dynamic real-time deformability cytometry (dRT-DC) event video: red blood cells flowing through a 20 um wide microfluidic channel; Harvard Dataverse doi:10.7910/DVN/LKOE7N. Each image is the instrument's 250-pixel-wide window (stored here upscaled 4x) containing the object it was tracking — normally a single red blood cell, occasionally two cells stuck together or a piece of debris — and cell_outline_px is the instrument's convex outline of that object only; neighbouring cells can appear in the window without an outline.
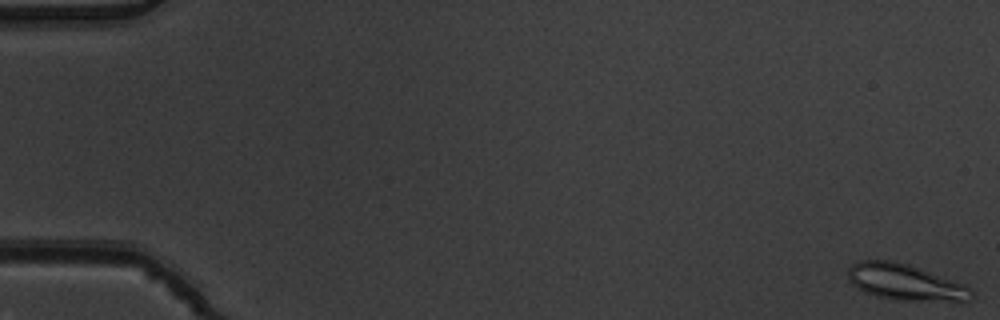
{"species": "common noctule bat (a hibernating species)", "species_latin": "Nyctalus noctula", "temperature_condition": "warm", "stored_images_in_passage": 10, "camera_frame_rate_fps": 3000, "um_per_image_px": 0.085, "animal": {"sex": "male", "body_mass_g": 19.5, "forearm_length_mm": 54.6}, "frame": {"image": 1, "passage_image": 1, "time_ms": 0.0, "image_size_px": [1000, 320], "cell_outline_px": [[972, 300], [964, 304], [960, 304], [892, 300], [876, 296], [864, 292], [856, 288], [848, 280], [848, 268], [852, 264], [860, 260], [892, 260], [908, 264], [964, 284], [972, 292]], "centroid_in_image_um": [77.0, 24.05], "position_along_channel_um": 8.0, "area_um2": 26.99}}
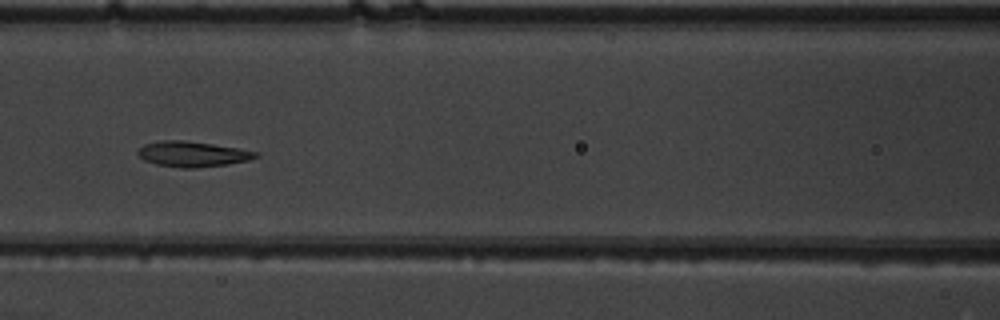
{"frame": {"image": 2, "passage_image": 8, "time_ms": 2.333, "image_size_px": [1000, 320], "cell_outline_px": [[260, 156], [248, 160], [228, 164], [196, 168], [180, 168], [156, 164], [144, 160], [136, 152], [144, 144], [160, 140], [184, 140], [212, 144], [260, 152]], "centroid_in_image_um": [16.36, 13.09], "position_along_channel_um": 150.2, "area_um2": 17.46}}
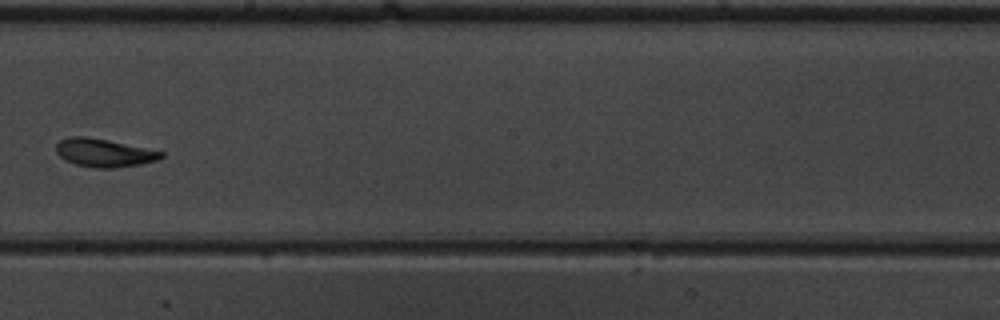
{"frame": {"image": 3, "passage_image": 10, "time_ms": 3.0, "image_size_px": [1000, 320], "cell_outline_px": [[164, 156], [156, 160], [140, 164], [112, 168], [96, 168], [76, 164], [64, 160], [56, 152], [56, 144], [60, 140], [68, 136], [84, 136], [108, 140], [164, 152]], "centroid_in_image_um": [8.8, 12.98], "position_along_channel_um": 239.4, "area_um2": 17.11}}